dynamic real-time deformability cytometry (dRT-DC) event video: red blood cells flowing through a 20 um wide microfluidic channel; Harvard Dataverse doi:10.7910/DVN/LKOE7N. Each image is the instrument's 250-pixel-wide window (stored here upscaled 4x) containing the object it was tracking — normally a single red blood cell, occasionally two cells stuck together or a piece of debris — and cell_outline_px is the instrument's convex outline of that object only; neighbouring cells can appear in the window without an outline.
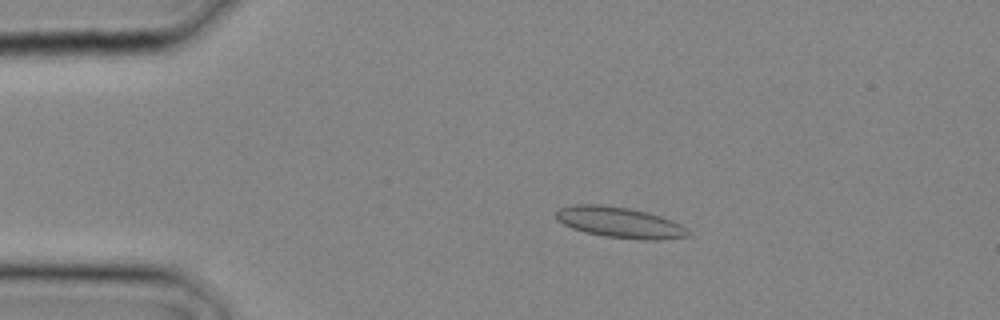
{"species": "common noctule bat (a hibernating species)", "species_latin": "Nyctalus noctula", "temperature_condition": "cold", "stored_images_in_passage": 3, "camera_frame_rate_fps": 3000, "um_per_image_px": 0.085, "animal": {"sex": "male", "body_mass_g": 20.4}, "frame": {"image": 1, "passage_image": 2, "time_ms": 0.333, "image_size_px": [1000, 320], "cell_outline_px": [[692, 236], [660, 240], [644, 240], [604, 236], [584, 232], [572, 228], [556, 220], [556, 212], [560, 208], [576, 204], [600, 204], [628, 208], [648, 212], [672, 220], [680, 224]], "centroid_in_image_um": [52.67, 18.91], "position_along_channel_um": 32.3, "area_um2": 23.7}}